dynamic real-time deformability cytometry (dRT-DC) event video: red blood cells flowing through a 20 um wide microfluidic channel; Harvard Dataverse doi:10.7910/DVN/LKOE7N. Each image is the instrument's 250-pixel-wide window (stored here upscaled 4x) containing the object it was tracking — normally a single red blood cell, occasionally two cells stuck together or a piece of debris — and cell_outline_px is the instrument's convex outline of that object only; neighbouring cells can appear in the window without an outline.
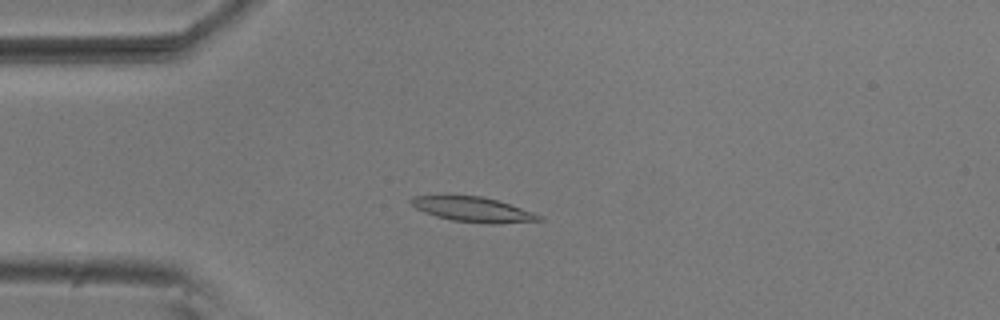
{"species": "common noctule bat (a hibernating species)", "species_latin": "Nyctalus noctula", "temperature_condition": "room temperature", "stored_images_in_passage": 54, "camera_frame_rate_fps": 3000, "um_per_image_px": 0.085, "animal": {"sex": "male", "body_mass_g": 20.5, "forearm_length_mm": 52.5}, "frame": {"image": 1, "passage_image": 13, "time_ms": 4.0, "image_size_px": [1000, 320], "cell_outline_px": [[544, 220], [496, 224], [484, 224], [452, 220], [436, 216], [424, 212], [416, 208], [408, 200], [412, 196], [480, 196], [496, 200], [544, 216]], "centroid_in_image_um": [40.22, 17.82], "position_along_channel_um": 44.8, "area_um2": 18.38}}
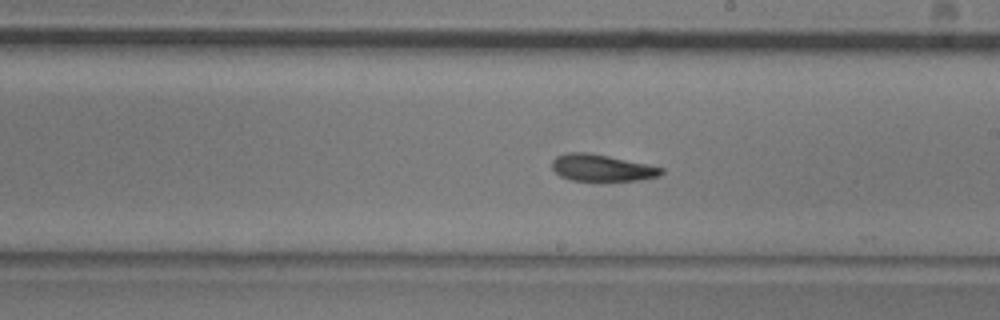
{"frame": {"image": 2, "passage_image": 30, "time_ms": 9.667, "image_size_px": [1000, 320], "cell_outline_px": [[664, 172], [660, 176], [640, 180], [596, 184], [572, 180], [560, 176], [552, 168], [552, 160], [556, 156], [568, 152], [584, 152], [608, 156], [664, 168]], "centroid_in_image_um": [51.15, 14.33], "position_along_channel_um": 237.9, "area_um2": 17.8}}
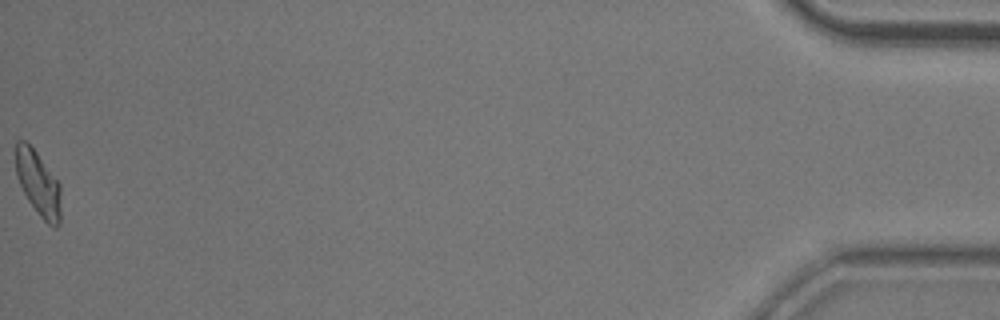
{"frame": {"image": 3, "passage_image": 54, "time_ms": 17.667, "image_size_px": [1000, 320], "cell_outline_px": [[60, 224], [56, 228], [48, 224], [40, 216], [28, 200], [16, 176], [16, 140], [24, 140], [36, 152], [60, 184]], "centroid_in_image_um": [3.25, 15.61], "position_along_channel_um": 431.9, "area_um2": 16.76}, "authors_computed_cell_mechanics": {"area_um2": 17.7157, "velocity_mm_per_s": 3.694, "shape_relaxation_time_tau1_ms": 5.4074, "shape_relaxation_time_tau2_ms": null, "deformation_change_tau1": 0.1694, "deformation_change_tau2": null}}